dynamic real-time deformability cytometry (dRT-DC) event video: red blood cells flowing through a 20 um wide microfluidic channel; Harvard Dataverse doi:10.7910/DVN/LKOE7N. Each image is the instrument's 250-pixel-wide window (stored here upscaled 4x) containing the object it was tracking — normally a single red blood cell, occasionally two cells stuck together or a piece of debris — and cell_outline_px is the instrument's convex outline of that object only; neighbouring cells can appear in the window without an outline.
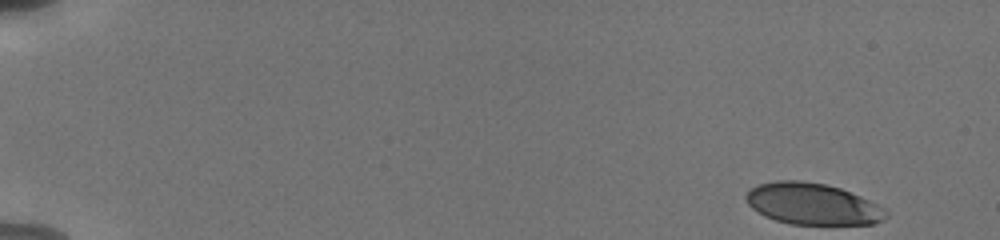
{"species": "human", "species_latin": "Homo sapiens", "temperature_condition": "cold", "stored_images_in_passage": 52, "camera_frame_rate_fps": 3000, "um_per_image_px": 0.085, "donor": {"sex": "male"}, "frame": {"image": 1, "passage_image": 1, "time_ms": 0.0, "image_size_px": [1000, 240], "cell_outline_px": [[888, 216], [884, 220], [872, 224], [792, 224], [776, 220], [764, 216], [752, 208], [748, 204], [744, 196], [752, 188], [760, 184], [776, 180], [800, 180], [824, 184], [840, 188], [860, 196], [884, 208], [888, 212]], "centroid_in_image_um": [69.06, 17.33], "position_along_channel_um": 15.9, "area_um2": 33.7}}
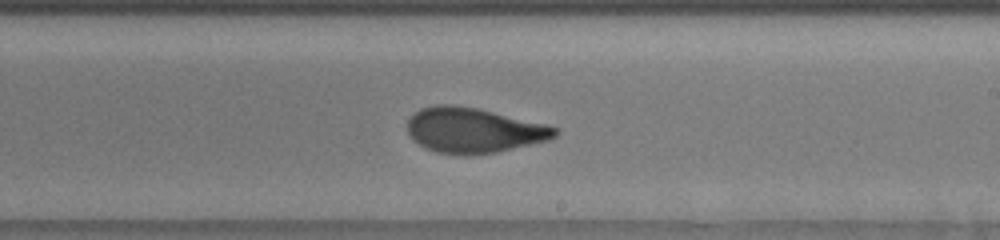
{"frame": {"image": 2, "passage_image": 32, "time_ms": 10.333, "image_size_px": [1000, 240], "cell_outline_px": [[560, 132], [556, 136], [548, 140], [496, 152], [468, 156], [464, 156], [436, 152], [412, 140], [408, 132], [408, 120], [420, 108], [436, 104], [456, 104], [476, 108], [548, 124], [560, 128]], "centroid_in_image_um": [40.28, 11.07], "position_along_channel_um": 248.7, "area_um2": 39.02}}
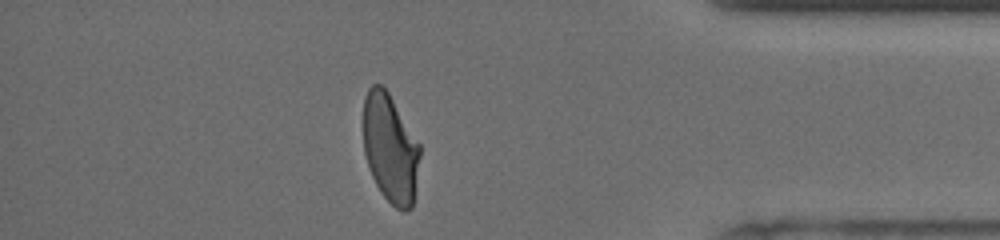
{"frame": {"image": 3, "passage_image": 46, "time_ms": 15.0, "image_size_px": [1000, 240], "cell_outline_px": [[420, 156], [412, 208], [404, 212], [396, 208], [380, 192], [368, 168], [364, 152], [364, 96], [368, 88], [372, 84], [380, 84], [388, 92], [420, 144]], "centroid_in_image_um": [33.17, 12.62], "position_along_channel_um": 402.0, "area_um2": 35.78}, "authors_computed_cell_mechanics": {"area_um2": 37.1943, "velocity_mm_per_s": 3.7973, "shape_relaxation_time_tau1_ms": 4.3614, "shape_relaxation_time_tau2_ms": 0.8023, "deformation_change_tau1": 0.1838, "deformation_change_tau2": 0.0653}}